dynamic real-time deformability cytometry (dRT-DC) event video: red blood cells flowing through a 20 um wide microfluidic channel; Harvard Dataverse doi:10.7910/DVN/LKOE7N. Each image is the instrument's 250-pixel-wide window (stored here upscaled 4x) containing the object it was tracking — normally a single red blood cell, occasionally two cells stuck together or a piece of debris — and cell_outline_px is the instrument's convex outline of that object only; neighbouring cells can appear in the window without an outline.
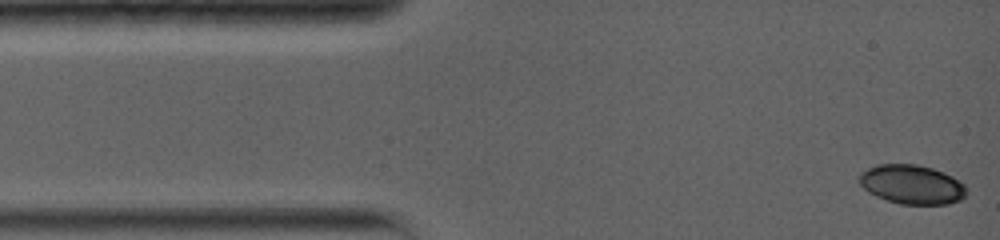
{"species": "common noctule bat (a hibernating species)", "species_latin": "Nyctalus noctula", "temperature_condition": "warm", "stored_images_in_passage": 4, "camera_frame_rate_fps": 5000, "um_per_image_px": 0.085, "animal": {"sex": "female", "body_mass_g": 19.0, "forearm_length_mm": 56.7}, "frame": {"image": 1, "passage_image": 1, "time_ms": 0.0, "image_size_px": [1000, 240], "cell_outline_px": [[968, 192], [960, 200], [948, 204], [900, 204], [876, 196], [868, 192], [860, 184], [860, 172], [876, 164], [916, 164], [932, 168], [944, 172], [952, 176], [964, 184]], "centroid_in_image_um": [77.52, 15.67], "position_along_channel_um": 7.5, "area_um2": 24.51}}
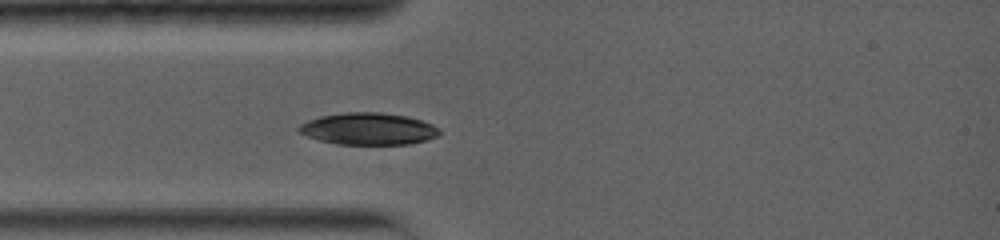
{"frame": {"image": 2, "passage_image": 4, "time_ms": 3.2, "image_size_px": [1000, 240], "cell_outline_px": [[440, 132], [436, 136], [424, 140], [408, 144], [336, 144], [320, 140], [308, 136], [300, 132], [296, 128], [300, 124], [308, 120], [320, 116], [344, 112], [380, 112], [408, 116], [432, 124], [440, 128]], "centroid_in_image_um": [31.29, 10.94], "position_along_channel_um": 53.7, "area_um2": 26.07}}